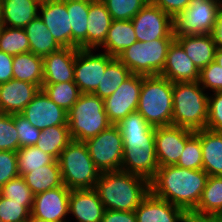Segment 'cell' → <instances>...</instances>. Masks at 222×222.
<instances>
[{
  "instance_id": "18",
  "label": "cell",
  "mask_w": 222,
  "mask_h": 222,
  "mask_svg": "<svg viewBox=\"0 0 222 222\" xmlns=\"http://www.w3.org/2000/svg\"><path fill=\"white\" fill-rule=\"evenodd\" d=\"M41 88L26 81L11 79L0 84L2 114H20Z\"/></svg>"
},
{
  "instance_id": "47",
  "label": "cell",
  "mask_w": 222,
  "mask_h": 222,
  "mask_svg": "<svg viewBox=\"0 0 222 222\" xmlns=\"http://www.w3.org/2000/svg\"><path fill=\"white\" fill-rule=\"evenodd\" d=\"M191 0H149V3L158 6L165 13L174 18L179 12H183Z\"/></svg>"
},
{
  "instance_id": "14",
  "label": "cell",
  "mask_w": 222,
  "mask_h": 222,
  "mask_svg": "<svg viewBox=\"0 0 222 222\" xmlns=\"http://www.w3.org/2000/svg\"><path fill=\"white\" fill-rule=\"evenodd\" d=\"M195 131L169 125L155 127V149L159 167L176 165L186 141Z\"/></svg>"
},
{
  "instance_id": "9",
  "label": "cell",
  "mask_w": 222,
  "mask_h": 222,
  "mask_svg": "<svg viewBox=\"0 0 222 222\" xmlns=\"http://www.w3.org/2000/svg\"><path fill=\"white\" fill-rule=\"evenodd\" d=\"M221 6L218 0H191L189 6L173 18L174 35L213 34Z\"/></svg>"
},
{
  "instance_id": "42",
  "label": "cell",
  "mask_w": 222,
  "mask_h": 222,
  "mask_svg": "<svg viewBox=\"0 0 222 222\" xmlns=\"http://www.w3.org/2000/svg\"><path fill=\"white\" fill-rule=\"evenodd\" d=\"M0 195L16 202H34V193L22 176L11 179L0 188Z\"/></svg>"
},
{
  "instance_id": "24",
  "label": "cell",
  "mask_w": 222,
  "mask_h": 222,
  "mask_svg": "<svg viewBox=\"0 0 222 222\" xmlns=\"http://www.w3.org/2000/svg\"><path fill=\"white\" fill-rule=\"evenodd\" d=\"M113 19L102 0H90L87 30V49L96 52L104 43Z\"/></svg>"
},
{
  "instance_id": "4",
  "label": "cell",
  "mask_w": 222,
  "mask_h": 222,
  "mask_svg": "<svg viewBox=\"0 0 222 222\" xmlns=\"http://www.w3.org/2000/svg\"><path fill=\"white\" fill-rule=\"evenodd\" d=\"M199 81L173 83L172 125L192 131L206 129L208 92Z\"/></svg>"
},
{
  "instance_id": "13",
  "label": "cell",
  "mask_w": 222,
  "mask_h": 222,
  "mask_svg": "<svg viewBox=\"0 0 222 222\" xmlns=\"http://www.w3.org/2000/svg\"><path fill=\"white\" fill-rule=\"evenodd\" d=\"M143 75L132 74L116 91L104 99V108L112 125H117L131 112L137 111Z\"/></svg>"
},
{
  "instance_id": "30",
  "label": "cell",
  "mask_w": 222,
  "mask_h": 222,
  "mask_svg": "<svg viewBox=\"0 0 222 222\" xmlns=\"http://www.w3.org/2000/svg\"><path fill=\"white\" fill-rule=\"evenodd\" d=\"M22 177L34 195L63 185L58 160L52 164L33 169Z\"/></svg>"
},
{
  "instance_id": "7",
  "label": "cell",
  "mask_w": 222,
  "mask_h": 222,
  "mask_svg": "<svg viewBox=\"0 0 222 222\" xmlns=\"http://www.w3.org/2000/svg\"><path fill=\"white\" fill-rule=\"evenodd\" d=\"M58 162L63 184L68 189H94L101 172L84 142L72 140L61 152Z\"/></svg>"
},
{
  "instance_id": "37",
  "label": "cell",
  "mask_w": 222,
  "mask_h": 222,
  "mask_svg": "<svg viewBox=\"0 0 222 222\" xmlns=\"http://www.w3.org/2000/svg\"><path fill=\"white\" fill-rule=\"evenodd\" d=\"M16 157L19 176H23L33 171V169L40 168L44 165L52 164L56 160L36 146L20 148L16 152Z\"/></svg>"
},
{
  "instance_id": "15",
  "label": "cell",
  "mask_w": 222,
  "mask_h": 222,
  "mask_svg": "<svg viewBox=\"0 0 222 222\" xmlns=\"http://www.w3.org/2000/svg\"><path fill=\"white\" fill-rule=\"evenodd\" d=\"M20 114L41 131L52 126H68V112L55 104L42 89Z\"/></svg>"
},
{
  "instance_id": "49",
  "label": "cell",
  "mask_w": 222,
  "mask_h": 222,
  "mask_svg": "<svg viewBox=\"0 0 222 222\" xmlns=\"http://www.w3.org/2000/svg\"><path fill=\"white\" fill-rule=\"evenodd\" d=\"M14 56L0 51V84L13 79Z\"/></svg>"
},
{
  "instance_id": "48",
  "label": "cell",
  "mask_w": 222,
  "mask_h": 222,
  "mask_svg": "<svg viewBox=\"0 0 222 222\" xmlns=\"http://www.w3.org/2000/svg\"><path fill=\"white\" fill-rule=\"evenodd\" d=\"M101 222H137V218L134 211L105 209Z\"/></svg>"
},
{
  "instance_id": "28",
  "label": "cell",
  "mask_w": 222,
  "mask_h": 222,
  "mask_svg": "<svg viewBox=\"0 0 222 222\" xmlns=\"http://www.w3.org/2000/svg\"><path fill=\"white\" fill-rule=\"evenodd\" d=\"M72 27V48L87 49V30L90 0H66Z\"/></svg>"
},
{
  "instance_id": "32",
  "label": "cell",
  "mask_w": 222,
  "mask_h": 222,
  "mask_svg": "<svg viewBox=\"0 0 222 222\" xmlns=\"http://www.w3.org/2000/svg\"><path fill=\"white\" fill-rule=\"evenodd\" d=\"M13 79L26 81L42 88L43 83V58L32 52L14 56Z\"/></svg>"
},
{
  "instance_id": "21",
  "label": "cell",
  "mask_w": 222,
  "mask_h": 222,
  "mask_svg": "<svg viewBox=\"0 0 222 222\" xmlns=\"http://www.w3.org/2000/svg\"><path fill=\"white\" fill-rule=\"evenodd\" d=\"M76 48H61L43 58V83L74 81Z\"/></svg>"
},
{
  "instance_id": "31",
  "label": "cell",
  "mask_w": 222,
  "mask_h": 222,
  "mask_svg": "<svg viewBox=\"0 0 222 222\" xmlns=\"http://www.w3.org/2000/svg\"><path fill=\"white\" fill-rule=\"evenodd\" d=\"M222 211V176H209L197 207L191 214L217 217Z\"/></svg>"
},
{
  "instance_id": "5",
  "label": "cell",
  "mask_w": 222,
  "mask_h": 222,
  "mask_svg": "<svg viewBox=\"0 0 222 222\" xmlns=\"http://www.w3.org/2000/svg\"><path fill=\"white\" fill-rule=\"evenodd\" d=\"M137 111L152 127L172 125L173 82L161 75L143 76Z\"/></svg>"
},
{
  "instance_id": "51",
  "label": "cell",
  "mask_w": 222,
  "mask_h": 222,
  "mask_svg": "<svg viewBox=\"0 0 222 222\" xmlns=\"http://www.w3.org/2000/svg\"><path fill=\"white\" fill-rule=\"evenodd\" d=\"M183 222H218L216 217H201L188 213Z\"/></svg>"
},
{
  "instance_id": "3",
  "label": "cell",
  "mask_w": 222,
  "mask_h": 222,
  "mask_svg": "<svg viewBox=\"0 0 222 222\" xmlns=\"http://www.w3.org/2000/svg\"><path fill=\"white\" fill-rule=\"evenodd\" d=\"M94 190L105 209L135 211L150 193V182L122 170L101 172Z\"/></svg>"
},
{
  "instance_id": "19",
  "label": "cell",
  "mask_w": 222,
  "mask_h": 222,
  "mask_svg": "<svg viewBox=\"0 0 222 222\" xmlns=\"http://www.w3.org/2000/svg\"><path fill=\"white\" fill-rule=\"evenodd\" d=\"M134 212L137 222H183L188 214L184 209L154 196L151 192Z\"/></svg>"
},
{
  "instance_id": "29",
  "label": "cell",
  "mask_w": 222,
  "mask_h": 222,
  "mask_svg": "<svg viewBox=\"0 0 222 222\" xmlns=\"http://www.w3.org/2000/svg\"><path fill=\"white\" fill-rule=\"evenodd\" d=\"M24 30L30 43V52L39 57L44 58L62 48L39 16L33 19Z\"/></svg>"
},
{
  "instance_id": "20",
  "label": "cell",
  "mask_w": 222,
  "mask_h": 222,
  "mask_svg": "<svg viewBox=\"0 0 222 222\" xmlns=\"http://www.w3.org/2000/svg\"><path fill=\"white\" fill-rule=\"evenodd\" d=\"M173 83L199 80L200 70L186 55L182 46L174 40L167 53L165 66L160 74Z\"/></svg>"
},
{
  "instance_id": "25",
  "label": "cell",
  "mask_w": 222,
  "mask_h": 222,
  "mask_svg": "<svg viewBox=\"0 0 222 222\" xmlns=\"http://www.w3.org/2000/svg\"><path fill=\"white\" fill-rule=\"evenodd\" d=\"M195 134L201 142L203 170L209 176H222V132L201 129Z\"/></svg>"
},
{
  "instance_id": "22",
  "label": "cell",
  "mask_w": 222,
  "mask_h": 222,
  "mask_svg": "<svg viewBox=\"0 0 222 222\" xmlns=\"http://www.w3.org/2000/svg\"><path fill=\"white\" fill-rule=\"evenodd\" d=\"M105 208L94 189L71 190L68 214L77 222H101Z\"/></svg>"
},
{
  "instance_id": "35",
  "label": "cell",
  "mask_w": 222,
  "mask_h": 222,
  "mask_svg": "<svg viewBox=\"0 0 222 222\" xmlns=\"http://www.w3.org/2000/svg\"><path fill=\"white\" fill-rule=\"evenodd\" d=\"M41 89L55 104L67 112L81 95V92L74 81L42 84Z\"/></svg>"
},
{
  "instance_id": "41",
  "label": "cell",
  "mask_w": 222,
  "mask_h": 222,
  "mask_svg": "<svg viewBox=\"0 0 222 222\" xmlns=\"http://www.w3.org/2000/svg\"><path fill=\"white\" fill-rule=\"evenodd\" d=\"M19 150V136L15 126V114L0 115V151Z\"/></svg>"
},
{
  "instance_id": "2",
  "label": "cell",
  "mask_w": 222,
  "mask_h": 222,
  "mask_svg": "<svg viewBox=\"0 0 222 222\" xmlns=\"http://www.w3.org/2000/svg\"><path fill=\"white\" fill-rule=\"evenodd\" d=\"M208 177L203 169L162 166L150 181V192L191 213L200 201Z\"/></svg>"
},
{
  "instance_id": "16",
  "label": "cell",
  "mask_w": 222,
  "mask_h": 222,
  "mask_svg": "<svg viewBox=\"0 0 222 222\" xmlns=\"http://www.w3.org/2000/svg\"><path fill=\"white\" fill-rule=\"evenodd\" d=\"M70 192L71 190L63 184L36 194L31 217L44 222H67Z\"/></svg>"
},
{
  "instance_id": "27",
  "label": "cell",
  "mask_w": 222,
  "mask_h": 222,
  "mask_svg": "<svg viewBox=\"0 0 222 222\" xmlns=\"http://www.w3.org/2000/svg\"><path fill=\"white\" fill-rule=\"evenodd\" d=\"M136 41L137 38L131 20H113L107 37L101 46L105 53L117 58Z\"/></svg>"
},
{
  "instance_id": "36",
  "label": "cell",
  "mask_w": 222,
  "mask_h": 222,
  "mask_svg": "<svg viewBox=\"0 0 222 222\" xmlns=\"http://www.w3.org/2000/svg\"><path fill=\"white\" fill-rule=\"evenodd\" d=\"M0 51L10 55L30 52V43L23 28L0 27Z\"/></svg>"
},
{
  "instance_id": "39",
  "label": "cell",
  "mask_w": 222,
  "mask_h": 222,
  "mask_svg": "<svg viewBox=\"0 0 222 222\" xmlns=\"http://www.w3.org/2000/svg\"><path fill=\"white\" fill-rule=\"evenodd\" d=\"M113 20H131L149 0H102Z\"/></svg>"
},
{
  "instance_id": "23",
  "label": "cell",
  "mask_w": 222,
  "mask_h": 222,
  "mask_svg": "<svg viewBox=\"0 0 222 222\" xmlns=\"http://www.w3.org/2000/svg\"><path fill=\"white\" fill-rule=\"evenodd\" d=\"M175 40L199 70L214 61L216 43L213 34L179 35Z\"/></svg>"
},
{
  "instance_id": "46",
  "label": "cell",
  "mask_w": 222,
  "mask_h": 222,
  "mask_svg": "<svg viewBox=\"0 0 222 222\" xmlns=\"http://www.w3.org/2000/svg\"><path fill=\"white\" fill-rule=\"evenodd\" d=\"M19 176L15 151H0V188Z\"/></svg>"
},
{
  "instance_id": "10",
  "label": "cell",
  "mask_w": 222,
  "mask_h": 222,
  "mask_svg": "<svg viewBox=\"0 0 222 222\" xmlns=\"http://www.w3.org/2000/svg\"><path fill=\"white\" fill-rule=\"evenodd\" d=\"M84 143L93 163L100 172L121 170L123 139L116 125H111L108 129Z\"/></svg>"
},
{
  "instance_id": "50",
  "label": "cell",
  "mask_w": 222,
  "mask_h": 222,
  "mask_svg": "<svg viewBox=\"0 0 222 222\" xmlns=\"http://www.w3.org/2000/svg\"><path fill=\"white\" fill-rule=\"evenodd\" d=\"M216 47L222 48V6L218 12L217 24L213 31Z\"/></svg>"
},
{
  "instance_id": "26",
  "label": "cell",
  "mask_w": 222,
  "mask_h": 222,
  "mask_svg": "<svg viewBox=\"0 0 222 222\" xmlns=\"http://www.w3.org/2000/svg\"><path fill=\"white\" fill-rule=\"evenodd\" d=\"M3 26L25 28L39 16L40 0H2Z\"/></svg>"
},
{
  "instance_id": "38",
  "label": "cell",
  "mask_w": 222,
  "mask_h": 222,
  "mask_svg": "<svg viewBox=\"0 0 222 222\" xmlns=\"http://www.w3.org/2000/svg\"><path fill=\"white\" fill-rule=\"evenodd\" d=\"M33 202H16L0 195V222H27Z\"/></svg>"
},
{
  "instance_id": "40",
  "label": "cell",
  "mask_w": 222,
  "mask_h": 222,
  "mask_svg": "<svg viewBox=\"0 0 222 222\" xmlns=\"http://www.w3.org/2000/svg\"><path fill=\"white\" fill-rule=\"evenodd\" d=\"M176 166L191 170L203 169L201 142L195 133L186 141Z\"/></svg>"
},
{
  "instance_id": "53",
  "label": "cell",
  "mask_w": 222,
  "mask_h": 222,
  "mask_svg": "<svg viewBox=\"0 0 222 222\" xmlns=\"http://www.w3.org/2000/svg\"><path fill=\"white\" fill-rule=\"evenodd\" d=\"M3 26V2L0 0V27Z\"/></svg>"
},
{
  "instance_id": "45",
  "label": "cell",
  "mask_w": 222,
  "mask_h": 222,
  "mask_svg": "<svg viewBox=\"0 0 222 222\" xmlns=\"http://www.w3.org/2000/svg\"><path fill=\"white\" fill-rule=\"evenodd\" d=\"M15 126L19 136V149L35 146L39 140L41 130L32 126L21 114H15Z\"/></svg>"
},
{
  "instance_id": "54",
  "label": "cell",
  "mask_w": 222,
  "mask_h": 222,
  "mask_svg": "<svg viewBox=\"0 0 222 222\" xmlns=\"http://www.w3.org/2000/svg\"><path fill=\"white\" fill-rule=\"evenodd\" d=\"M216 220H217L218 222H222V211H221V213L216 217Z\"/></svg>"
},
{
  "instance_id": "6",
  "label": "cell",
  "mask_w": 222,
  "mask_h": 222,
  "mask_svg": "<svg viewBox=\"0 0 222 222\" xmlns=\"http://www.w3.org/2000/svg\"><path fill=\"white\" fill-rule=\"evenodd\" d=\"M110 123L104 108V99L81 93L68 111V127L72 140L85 142L108 129Z\"/></svg>"
},
{
  "instance_id": "1",
  "label": "cell",
  "mask_w": 222,
  "mask_h": 222,
  "mask_svg": "<svg viewBox=\"0 0 222 222\" xmlns=\"http://www.w3.org/2000/svg\"><path fill=\"white\" fill-rule=\"evenodd\" d=\"M116 126L123 139L121 170L141 176L150 182L159 168L155 149V127L138 111L131 112Z\"/></svg>"
},
{
  "instance_id": "52",
  "label": "cell",
  "mask_w": 222,
  "mask_h": 222,
  "mask_svg": "<svg viewBox=\"0 0 222 222\" xmlns=\"http://www.w3.org/2000/svg\"><path fill=\"white\" fill-rule=\"evenodd\" d=\"M214 61L222 67V48L216 47Z\"/></svg>"
},
{
  "instance_id": "11",
  "label": "cell",
  "mask_w": 222,
  "mask_h": 222,
  "mask_svg": "<svg viewBox=\"0 0 222 222\" xmlns=\"http://www.w3.org/2000/svg\"><path fill=\"white\" fill-rule=\"evenodd\" d=\"M137 41L175 39L173 18L161 8L147 3L132 19Z\"/></svg>"
},
{
  "instance_id": "17",
  "label": "cell",
  "mask_w": 222,
  "mask_h": 222,
  "mask_svg": "<svg viewBox=\"0 0 222 222\" xmlns=\"http://www.w3.org/2000/svg\"><path fill=\"white\" fill-rule=\"evenodd\" d=\"M39 17L62 48H72V27L66 0L41 1Z\"/></svg>"
},
{
  "instance_id": "33",
  "label": "cell",
  "mask_w": 222,
  "mask_h": 222,
  "mask_svg": "<svg viewBox=\"0 0 222 222\" xmlns=\"http://www.w3.org/2000/svg\"><path fill=\"white\" fill-rule=\"evenodd\" d=\"M71 141L68 126H52L41 131L35 146L58 160L61 152Z\"/></svg>"
},
{
  "instance_id": "34",
  "label": "cell",
  "mask_w": 222,
  "mask_h": 222,
  "mask_svg": "<svg viewBox=\"0 0 222 222\" xmlns=\"http://www.w3.org/2000/svg\"><path fill=\"white\" fill-rule=\"evenodd\" d=\"M132 75L131 71L118 59L114 58L106 67V71L93 93L101 99L112 95L116 89Z\"/></svg>"
},
{
  "instance_id": "12",
  "label": "cell",
  "mask_w": 222,
  "mask_h": 222,
  "mask_svg": "<svg viewBox=\"0 0 222 222\" xmlns=\"http://www.w3.org/2000/svg\"><path fill=\"white\" fill-rule=\"evenodd\" d=\"M114 58L103 51L96 54L93 49L76 48L74 82L81 93L93 94L96 91L107 65Z\"/></svg>"
},
{
  "instance_id": "43",
  "label": "cell",
  "mask_w": 222,
  "mask_h": 222,
  "mask_svg": "<svg viewBox=\"0 0 222 222\" xmlns=\"http://www.w3.org/2000/svg\"><path fill=\"white\" fill-rule=\"evenodd\" d=\"M199 83L201 87L210 92L222 91V67L215 61L200 70Z\"/></svg>"
},
{
  "instance_id": "55",
  "label": "cell",
  "mask_w": 222,
  "mask_h": 222,
  "mask_svg": "<svg viewBox=\"0 0 222 222\" xmlns=\"http://www.w3.org/2000/svg\"><path fill=\"white\" fill-rule=\"evenodd\" d=\"M27 222H44V221H40L31 217Z\"/></svg>"
},
{
  "instance_id": "44",
  "label": "cell",
  "mask_w": 222,
  "mask_h": 222,
  "mask_svg": "<svg viewBox=\"0 0 222 222\" xmlns=\"http://www.w3.org/2000/svg\"><path fill=\"white\" fill-rule=\"evenodd\" d=\"M206 129L222 132V91L209 93Z\"/></svg>"
},
{
  "instance_id": "8",
  "label": "cell",
  "mask_w": 222,
  "mask_h": 222,
  "mask_svg": "<svg viewBox=\"0 0 222 222\" xmlns=\"http://www.w3.org/2000/svg\"><path fill=\"white\" fill-rule=\"evenodd\" d=\"M175 39H156L151 42L136 41L117 58L132 74L160 75L166 62L168 49Z\"/></svg>"
}]
</instances>
